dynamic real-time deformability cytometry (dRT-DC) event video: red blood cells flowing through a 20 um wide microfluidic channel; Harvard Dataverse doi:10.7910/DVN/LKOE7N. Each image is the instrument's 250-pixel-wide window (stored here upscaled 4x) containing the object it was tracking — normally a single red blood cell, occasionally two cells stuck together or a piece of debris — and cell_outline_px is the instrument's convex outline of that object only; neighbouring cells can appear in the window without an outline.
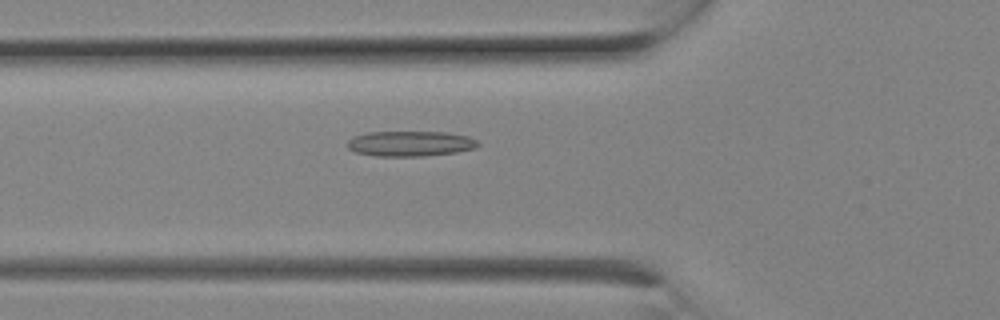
{"species": "Egyptian fruit bat (a non-hibernating species)", "species_latin": "Rousettus aegyptiacus", "temperature_condition": "room temperature", "stored_images_in_passage": 2, "camera_frame_rate_fps": 3000, "um_per_image_px": 0.085, "animal": {"sex": "female"}, "frame": {"image": 1, "passage_image": 2, "time_ms": 0.333, "image_size_px": [1000, 320], "cell_outline_px": [[480, 144], [472, 148], [456, 152], [424, 156], [376, 156], [356, 152], [348, 148], [348, 140], [352, 136], [368, 132], [448, 132], [468, 136], [476, 140]], "centroid_in_image_um": [34.85, 12.2], "position_along_channel_um": 91.0, "area_um2": 19.19}}